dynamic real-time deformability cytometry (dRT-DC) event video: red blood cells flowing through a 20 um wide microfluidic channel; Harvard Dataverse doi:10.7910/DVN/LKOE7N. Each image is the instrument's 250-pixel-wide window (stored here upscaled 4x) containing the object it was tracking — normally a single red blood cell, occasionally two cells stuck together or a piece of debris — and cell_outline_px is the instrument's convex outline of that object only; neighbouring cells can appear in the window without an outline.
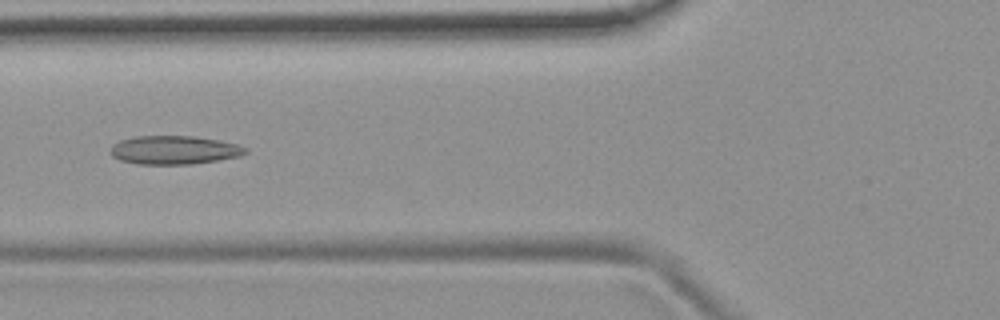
{"species": "common noctule bat (a hibernating species)", "species_latin": "Nyctalus noctula", "temperature_condition": "room temperature", "stored_images_in_passage": 48, "camera_frame_rate_fps": 3000, "um_per_image_px": 0.085, "animal": {"sex": "female", "body_mass_g": 19.9}, "frame": {"image": 1, "passage_image": 15, "time_ms": 4.667, "image_size_px": [1000, 320], "cell_outline_px": [[248, 152], [240, 156], [192, 164], [136, 164], [120, 160], [112, 156], [112, 144], [120, 140], [136, 136], [196, 136], [220, 140], [236, 144], [248, 148]], "centroid_in_image_um": [14.82, 12.75], "position_along_channel_um": 111.0, "area_um2": 22.48}}
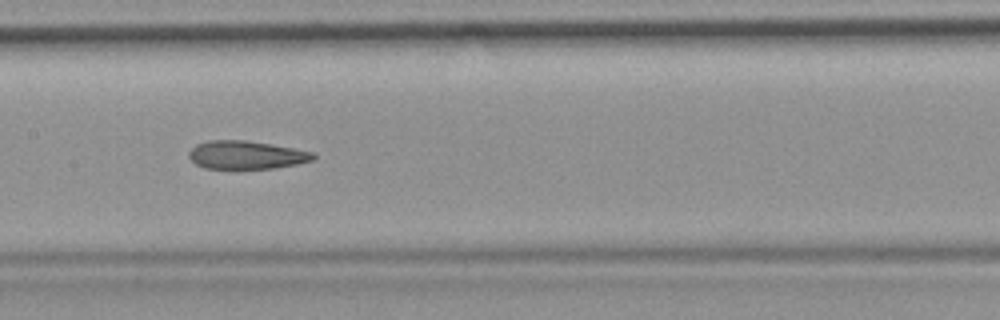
{"frame": {"image": 2, "passage_image": 21, "time_ms": 6.667, "image_size_px": [1000, 320], "cell_outline_px": [[316, 160], [276, 168], [204, 168], [196, 164], [188, 156], [188, 152], [196, 144], [208, 140], [244, 140], [272, 144], [312, 152], [316, 156]], "centroid_in_image_um": [20.93, 13.16], "position_along_channel_um": 186.5, "area_um2": 20.4}}
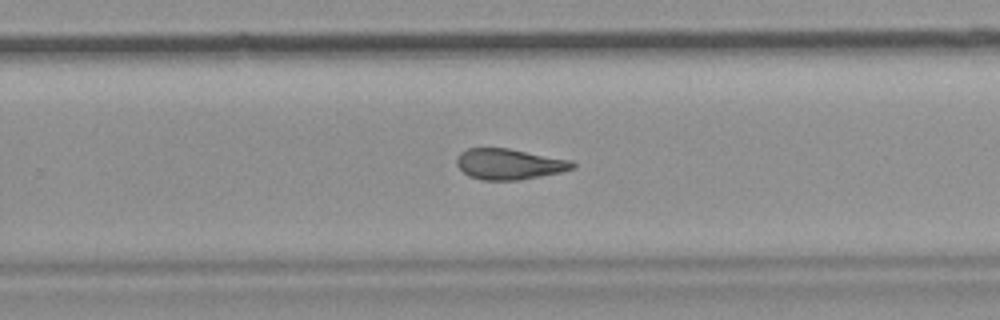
{"frame": {"image": 3, "passage_image": 29, "time_ms": 9.333, "image_size_px": [1000, 320], "cell_outline_px": [[576, 168], [560, 172], [520, 180], [484, 180], [468, 176], [456, 164], [456, 160], [460, 152], [468, 148], [508, 148], [572, 160], [576, 164]], "centroid_in_image_um": [43.29, 13.94], "position_along_channel_um": 286.5, "area_um2": 20.81}, "authors_computed_cell_mechanics": {"area_um2": 21.6172, "velocity_mm_per_s": 3.7749, "shape_relaxation_time_tau1_ms": null, "shape_relaxation_time_tau2_ms": 5.289, "deformation_change_tau1": null, "deformation_change_tau2": 0.1156}}